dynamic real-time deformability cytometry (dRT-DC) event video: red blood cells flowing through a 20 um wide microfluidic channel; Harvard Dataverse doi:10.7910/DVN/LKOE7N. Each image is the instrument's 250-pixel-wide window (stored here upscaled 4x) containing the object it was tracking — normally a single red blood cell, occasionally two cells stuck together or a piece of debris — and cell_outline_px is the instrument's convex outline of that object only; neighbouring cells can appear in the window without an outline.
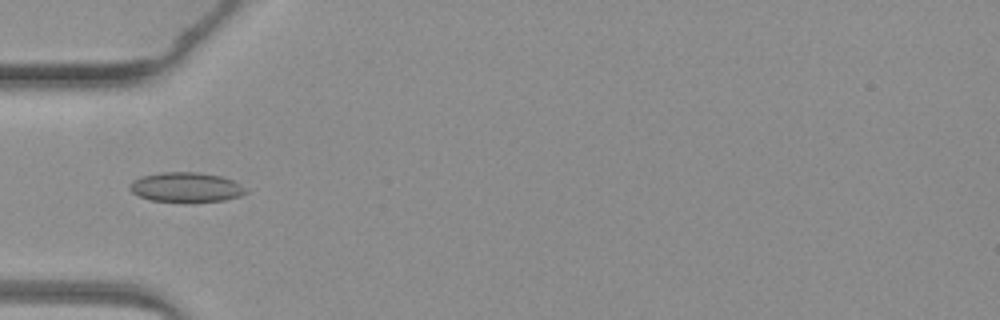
{"species": "common noctule bat (a hibernating species)", "species_latin": "Nyctalus noctula", "temperature_condition": "warm", "stored_images_in_passage": 5, "camera_frame_rate_fps": 3000, "um_per_image_px": 0.085, "animal": {"sex": "female", "body_mass_g": 19.3, "forearm_length_mm": 54.1}, "frame": {"image": 1, "passage_image": 5, "time_ms": 4.667, "image_size_px": [1000, 320], "cell_outline_px": [[248, 192], [240, 196], [224, 200], [184, 204], [152, 200], [140, 196], [132, 192], [128, 188], [132, 180], [140, 176], [160, 172], [196, 172], [224, 176], [232, 180], [244, 188]], "centroid_in_image_um": [15.79, 15.94], "position_along_channel_um": 69.2, "area_um2": 20.63}}